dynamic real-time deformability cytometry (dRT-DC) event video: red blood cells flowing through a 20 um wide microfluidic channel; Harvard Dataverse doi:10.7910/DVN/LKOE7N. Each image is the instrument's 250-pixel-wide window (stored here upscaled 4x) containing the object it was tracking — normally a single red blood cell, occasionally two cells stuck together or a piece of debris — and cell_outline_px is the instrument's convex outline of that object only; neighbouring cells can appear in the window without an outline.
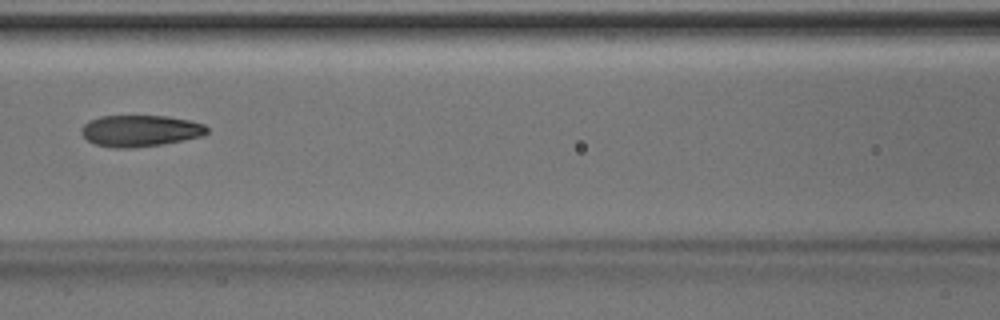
{"species": "Egyptian fruit bat (a non-hibernating species)", "species_latin": "Rousettus aegyptiacus", "temperature_condition": "room temperature", "stored_images_in_passage": 8, "camera_frame_rate_fps": 3000, "um_per_image_px": 0.085, "animal": {"sex": "male"}, "frame": {"image": 1, "passage_image": 7, "time_ms": 2.0, "image_size_px": [1000, 320], "cell_outline_px": [[208, 132], [204, 136], [164, 144], [128, 148], [112, 148], [96, 144], [88, 140], [80, 132], [80, 128], [88, 120], [100, 116], [168, 116], [192, 120], [204, 124], [208, 128]], "centroid_in_image_um": [11.94, 11.11], "position_along_channel_um": 154.7, "area_um2": 23.29}}
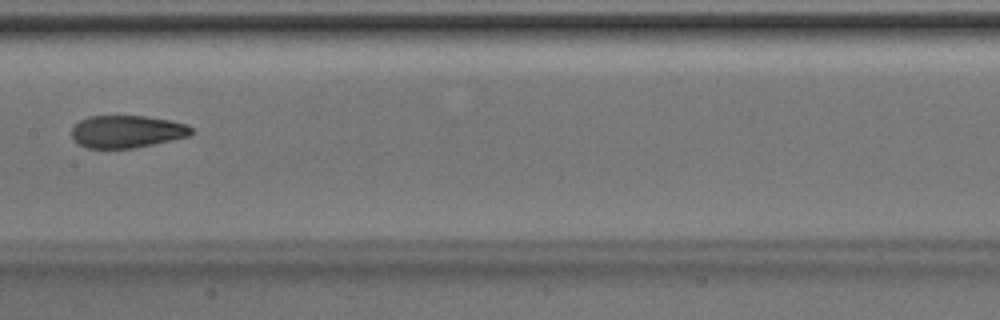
{"frame": {"image": 2, "passage_image": 8, "time_ms": 2.333, "image_size_px": [1000, 320], "cell_outline_px": [[192, 136], [132, 148], [84, 148], [72, 136], [72, 128], [80, 120], [88, 116], [144, 116], [168, 120], [188, 124], [192, 128]], "centroid_in_image_um": [10.8, 11.18], "position_along_channel_um": 196.6, "area_um2": 22.54}}